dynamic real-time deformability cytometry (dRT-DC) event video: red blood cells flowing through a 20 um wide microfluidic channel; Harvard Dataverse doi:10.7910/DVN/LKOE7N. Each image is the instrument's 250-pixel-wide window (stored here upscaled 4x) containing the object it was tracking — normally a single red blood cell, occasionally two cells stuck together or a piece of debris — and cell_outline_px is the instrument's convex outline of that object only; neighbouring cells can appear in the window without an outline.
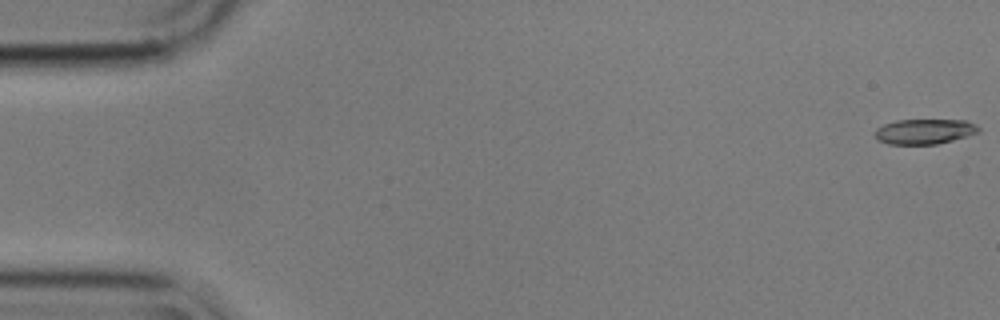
{"species": "common noctule bat (a hibernating species)", "species_latin": "Nyctalus noctula", "temperature_condition": "cold", "stored_images_in_passage": 56, "camera_frame_rate_fps": 3000, "um_per_image_px": 0.085, "animal": {"sex": "male", "body_mass_g": 17.9}, "frame": {"image": 1, "passage_image": 1, "time_ms": 0.0, "image_size_px": [1000, 320], "cell_outline_px": [[980, 132], [952, 140], [936, 144], [888, 144], [876, 140], [876, 128], [884, 124], [896, 120], [964, 120], [976, 124], [980, 128]], "centroid_in_image_um": [78.58, 11.17], "position_along_channel_um": 6.4, "area_um2": 15.14}}
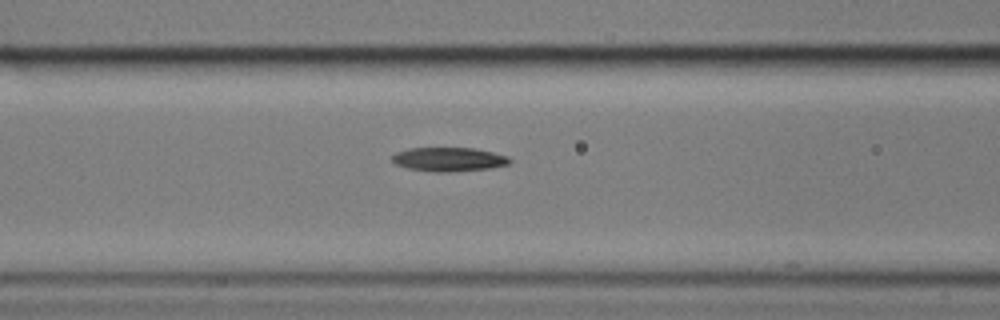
{"frame": {"image": 2, "passage_image": 23, "time_ms": 7.333, "image_size_px": [1000, 320], "cell_outline_px": [[512, 160], [508, 164], [488, 168], [452, 172], [436, 172], [408, 168], [396, 164], [392, 160], [392, 156], [396, 152], [408, 148], [476, 148], [508, 156]], "centroid_in_image_um": [38.15, 13.54], "position_along_channel_um": 128.5, "area_um2": 16.36}}
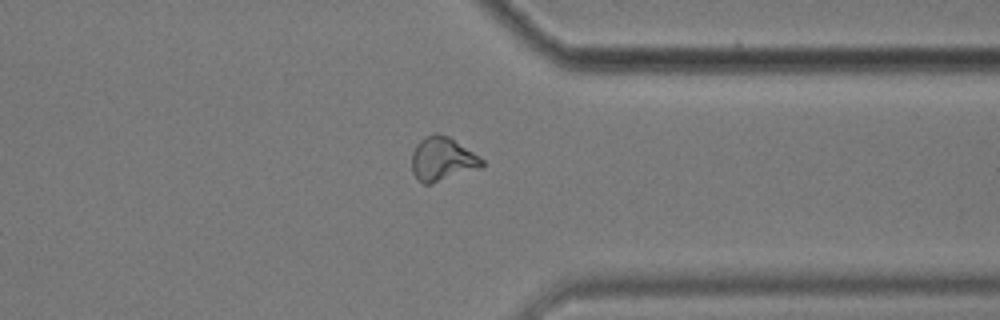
{"frame": {"image": 3, "passage_image": 44, "time_ms": 14.333, "image_size_px": [1000, 320], "cell_outline_px": [[484, 168], [432, 184], [424, 184], [416, 180], [412, 172], [412, 152], [416, 144], [424, 136], [436, 132], [448, 136], [484, 160]], "centroid_in_image_um": [37.59, 13.55], "position_along_channel_um": 373.8, "area_um2": 18.26}, "authors_computed_cell_mechanics": {"area_um2": 16.5886, "velocity_mm_per_s": 3.552, "shape_relaxation_time_tau1_ms": 5.19, "shape_relaxation_time_tau2_ms": null, "deformation_change_tau1": 0.1358, "deformation_change_tau2": null}}